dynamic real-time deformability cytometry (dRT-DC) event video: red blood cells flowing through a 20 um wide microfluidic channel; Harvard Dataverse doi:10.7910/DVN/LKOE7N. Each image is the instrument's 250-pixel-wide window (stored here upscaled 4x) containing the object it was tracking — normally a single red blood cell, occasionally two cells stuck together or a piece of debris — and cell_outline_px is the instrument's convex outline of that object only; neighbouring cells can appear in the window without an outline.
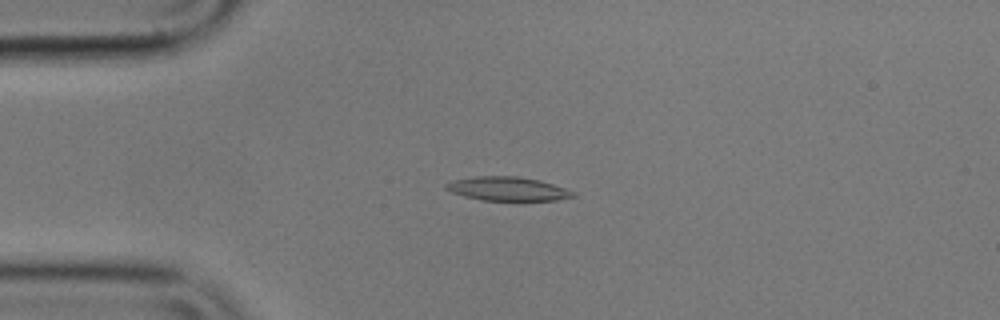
{"species": "common noctule bat (a hibernating species)", "species_latin": "Nyctalus noctula", "temperature_condition": "cold", "stored_images_in_passage": 55, "camera_frame_rate_fps": 3000, "um_per_image_px": 0.085, "animal": {"sex": "male", "body_mass_g": 17.9}, "frame": {"image": 1, "passage_image": 12, "time_ms": 3.667, "image_size_px": [1000, 320], "cell_outline_px": [[576, 196], [556, 200], [480, 200], [464, 196], [452, 192], [444, 188], [444, 184], [452, 180], [476, 176], [516, 176], [540, 180], [576, 192]], "centroid_in_image_um": [43.12, 16.04], "position_along_channel_um": 41.9, "area_um2": 17.63}}
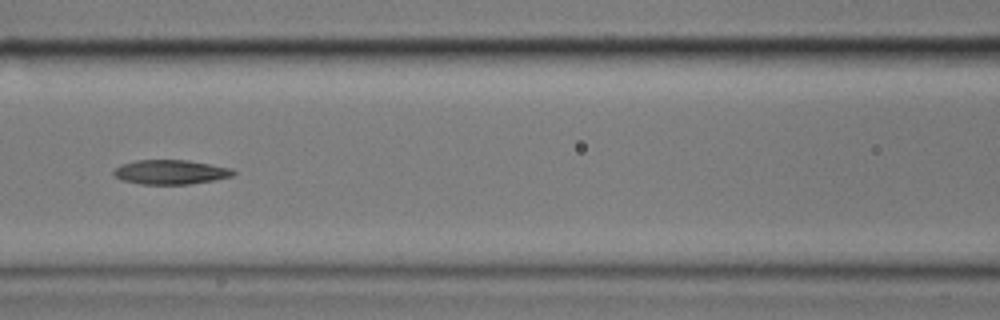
{"frame": {"image": 2, "passage_image": 23, "time_ms": 7.333, "image_size_px": [1000, 320], "cell_outline_px": [[236, 172], [232, 176], [216, 180], [188, 184], [140, 184], [120, 180], [112, 172], [120, 164], [136, 160], [188, 160], [232, 168]], "centroid_in_image_um": [14.5, 14.62], "position_along_channel_um": 152.1, "area_um2": 17.11}}
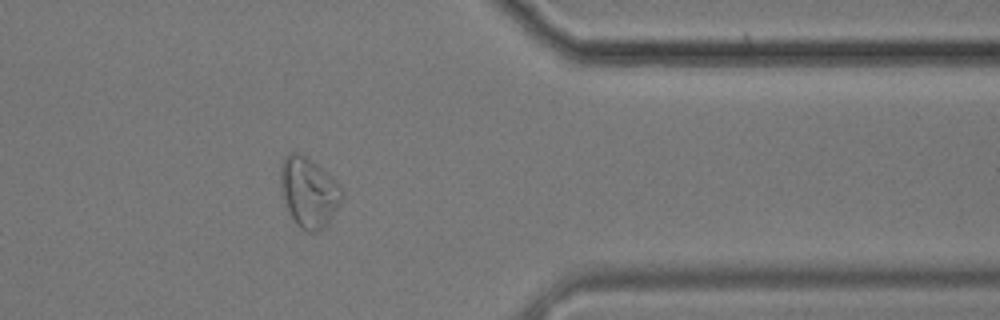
{"frame": {"image": 3, "passage_image": 44, "time_ms": 14.333, "image_size_px": [1000, 320], "cell_outline_px": [[344, 196], [340, 204], [324, 228], [316, 232], [308, 232], [300, 228], [296, 224], [288, 212], [284, 200], [280, 184], [280, 168], [284, 156], [288, 152], [300, 152], [312, 160], [336, 180], [344, 188]], "centroid_in_image_um": [26.25, 16.32], "position_along_channel_um": 385.1, "area_um2": 25.43}, "authors_computed_cell_mechanics": {"area_um2": 17.8602, "velocity_mm_per_s": 3.5598, "shape_relaxation_time_tau1_ms": 11.0248, "shape_relaxation_time_tau2_ms": 4.4883, "deformation_change_tau1": 0.2367, "deformation_change_tau2": 0.1195}}